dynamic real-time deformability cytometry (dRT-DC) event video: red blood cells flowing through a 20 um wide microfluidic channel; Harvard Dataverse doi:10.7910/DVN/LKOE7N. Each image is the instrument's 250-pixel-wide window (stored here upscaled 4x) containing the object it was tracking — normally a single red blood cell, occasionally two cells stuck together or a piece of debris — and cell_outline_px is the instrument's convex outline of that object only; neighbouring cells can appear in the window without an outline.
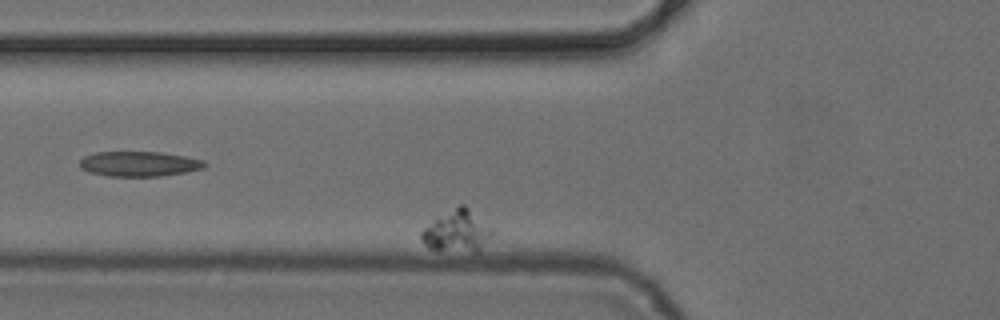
{"species": "common noctule bat (a hibernating species)", "species_latin": "Nyctalus noctula", "temperature_condition": "cold", "stored_images_in_passage": 12, "camera_frame_rate_fps": 3000, "um_per_image_px": 0.085, "animal": {"sex": "female", "body_mass_g": 24.6, "forearm_length_mm": 56.2}, "frame": {"image": 1, "passage_image": 5, "time_ms": 5.667, "image_size_px": [1000, 320], "cell_outline_px": [[492, 236], [480, 252], [436, 252], [428, 248], [424, 244], [420, 236], [420, 232], [424, 228], [460, 204], [464, 204], [492, 228]], "centroid_in_image_um": [38.86, 19.73], "position_along_channel_um": 86.9, "area_um2": 17.34}}
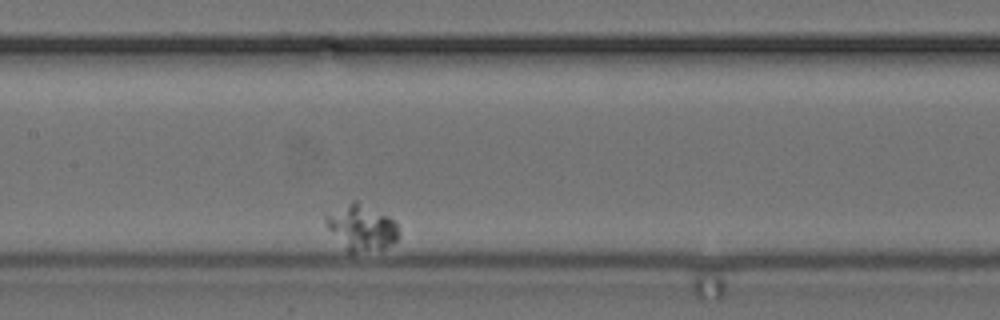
{"frame": {"image": 2, "passage_image": 8, "time_ms": 9.333, "image_size_px": [1000, 320], "cell_outline_px": [[400, 236], [392, 244], [384, 248], [352, 252], [348, 252], [328, 228], [324, 220], [324, 216], [352, 200], [356, 200], [388, 216], [396, 224]], "centroid_in_image_um": [30.73, 19.32], "position_along_channel_um": 176.7, "area_um2": 19.02}}
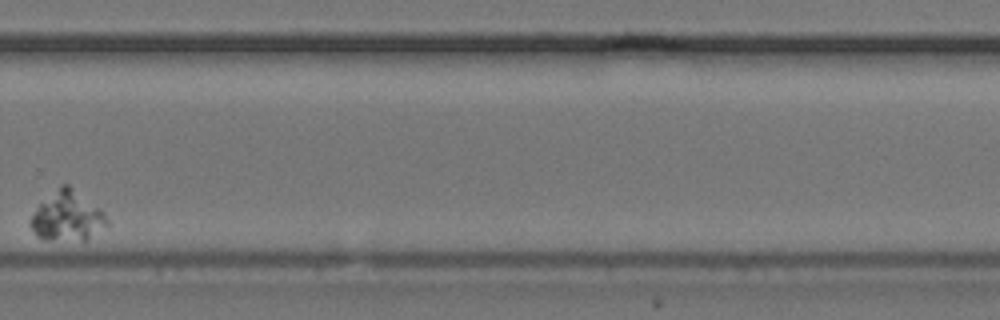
{"frame": {"image": 3, "passage_image": 12, "time_ms": 14.667, "image_size_px": [1000, 320], "cell_outline_px": [[108, 224], [88, 240], [48, 240], [36, 236], [32, 232], [28, 224], [28, 220], [40, 204], [60, 184], [68, 184], [100, 208], [104, 212], [108, 220]], "centroid_in_image_um": [5.7, 18.4], "position_along_channel_um": 324.1, "area_um2": 22.2}}